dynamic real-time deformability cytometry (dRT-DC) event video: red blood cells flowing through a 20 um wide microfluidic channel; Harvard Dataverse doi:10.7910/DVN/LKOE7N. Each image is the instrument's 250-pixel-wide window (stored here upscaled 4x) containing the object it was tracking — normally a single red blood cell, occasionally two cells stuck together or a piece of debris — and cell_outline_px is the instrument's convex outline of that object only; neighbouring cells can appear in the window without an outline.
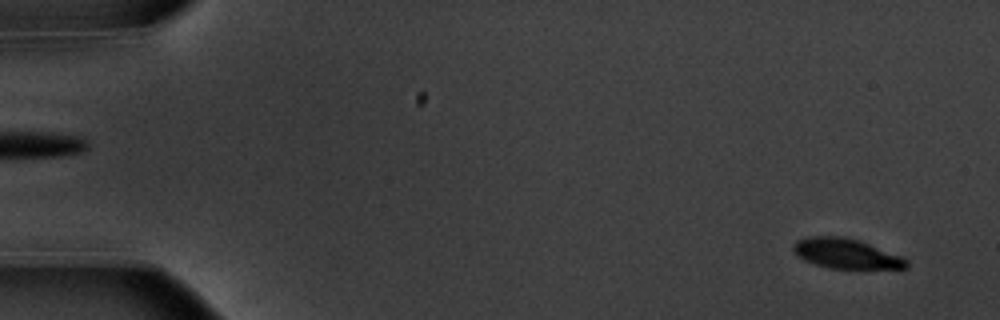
{"species": "common noctule bat (a hibernating species)", "species_latin": "Nyctalus noctula", "temperature_condition": "warm", "stored_images_in_passage": 29, "camera_frame_rate_fps": 3000, "um_per_image_px": 0.085, "animal": {"sex": "male", "body_mass_g": 20.1, "forearm_length_mm": 53.5}, "frame": {"image": 1, "passage_image": 3, "time_ms": 0.667, "image_size_px": [1000, 320], "cell_outline_px": [[908, 268], [828, 268], [804, 260], [792, 248], [796, 240], [808, 236], [840, 236], [860, 240], [904, 256], [908, 260]], "centroid_in_image_um": [71.97, 21.54], "position_along_channel_um": 13.0, "area_um2": 19.77}}
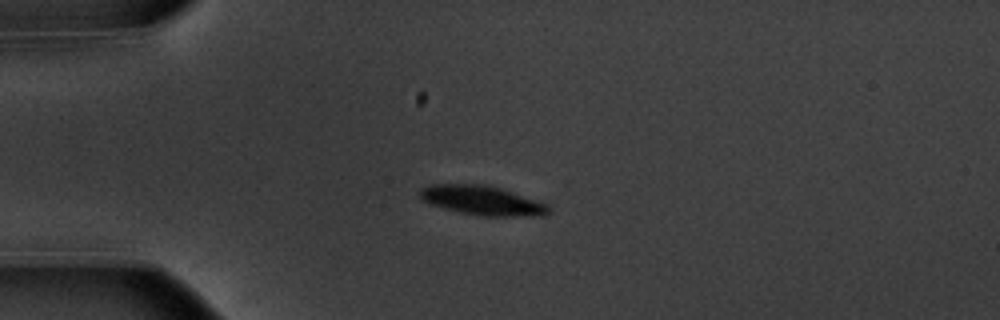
{"frame": {"image": 2, "passage_image": 14, "time_ms": 4.333, "image_size_px": [1000, 320], "cell_outline_px": [[548, 212], [544, 216], [480, 216], [460, 212], [444, 208], [420, 200], [416, 192], [420, 188], [432, 184], [484, 184], [500, 188], [548, 204]], "centroid_in_image_um": [40.92, 17.03], "position_along_channel_um": 44.1, "area_um2": 22.08}}